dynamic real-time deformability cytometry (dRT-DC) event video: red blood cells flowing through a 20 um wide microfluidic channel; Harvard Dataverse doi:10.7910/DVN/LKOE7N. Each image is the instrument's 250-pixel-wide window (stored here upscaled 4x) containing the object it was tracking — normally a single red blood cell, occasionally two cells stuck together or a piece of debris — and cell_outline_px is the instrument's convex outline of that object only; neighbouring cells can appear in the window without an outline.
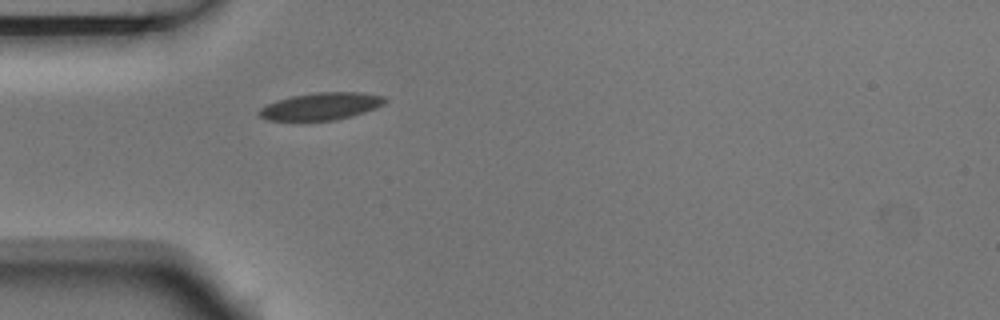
{"species": "Egyptian fruit bat (a non-hibernating species)", "species_latin": "Rousettus aegyptiacus", "temperature_condition": "room temperature", "stored_images_in_passage": 5, "camera_frame_rate_fps": 3000, "um_per_image_px": 0.085, "animal": {"sex": "male"}, "frame": {"image": 1, "passage_image": 5, "time_ms": 1.333, "image_size_px": [1000, 320], "cell_outline_px": [[388, 100], [384, 104], [376, 108], [352, 116], [336, 120], [264, 120], [256, 112], [260, 108], [276, 100], [292, 96], [316, 92], [360, 92], [384, 96]], "centroid_in_image_um": [27.29, 9.03], "position_along_channel_um": 57.7, "area_um2": 20.06}}